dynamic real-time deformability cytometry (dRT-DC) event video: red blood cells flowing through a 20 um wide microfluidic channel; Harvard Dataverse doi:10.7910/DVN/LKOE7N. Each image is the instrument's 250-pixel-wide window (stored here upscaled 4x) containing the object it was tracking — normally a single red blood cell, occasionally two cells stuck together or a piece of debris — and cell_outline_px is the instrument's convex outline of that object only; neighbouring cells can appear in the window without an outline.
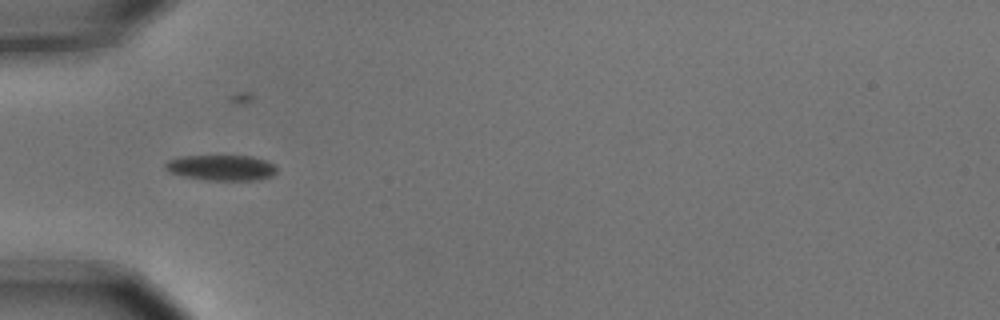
{"species": "common noctule bat (a hibernating species)", "species_latin": "Nyctalus noctula", "temperature_condition": "cold", "stored_images_in_passage": 11, "camera_frame_rate_fps": 3000, "um_per_image_px": 0.085, "animal": {"sex": "male", "body_mass_g": 15.6}, "frame": {"image": 1, "passage_image": 1, "time_ms": 0.0, "image_size_px": [1000, 320], "cell_outline_px": [[276, 172], [272, 176], [260, 180], [208, 180], [184, 176], [168, 172], [164, 168], [164, 164], [168, 160], [180, 156], [252, 156], [268, 160], [276, 168]], "centroid_in_image_um": [18.81, 14.25], "position_along_channel_um": 66.2, "area_um2": 16.7}}
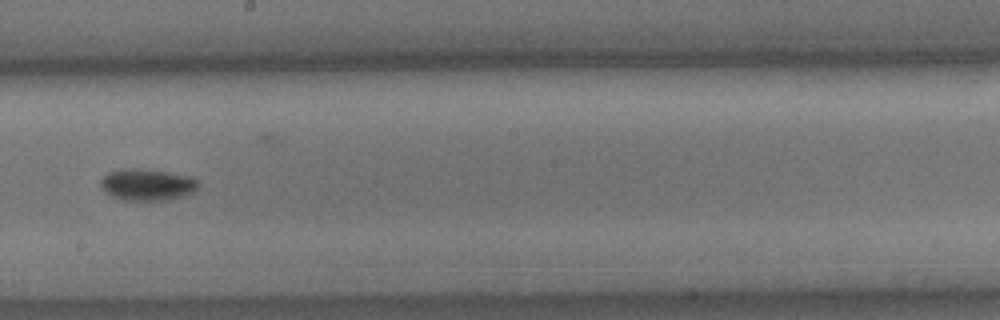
{"frame": {"image": 2, "passage_image": 5, "time_ms": 1.333, "image_size_px": [1000, 320], "cell_outline_px": [[200, 188], [184, 196], [168, 200], [124, 200], [112, 196], [104, 192], [100, 184], [100, 180], [108, 172], [124, 168], [132, 168], [168, 172], [192, 176], [200, 180]], "centroid_in_image_um": [12.56, 15.69], "position_along_channel_um": 235.6, "area_um2": 18.26}}
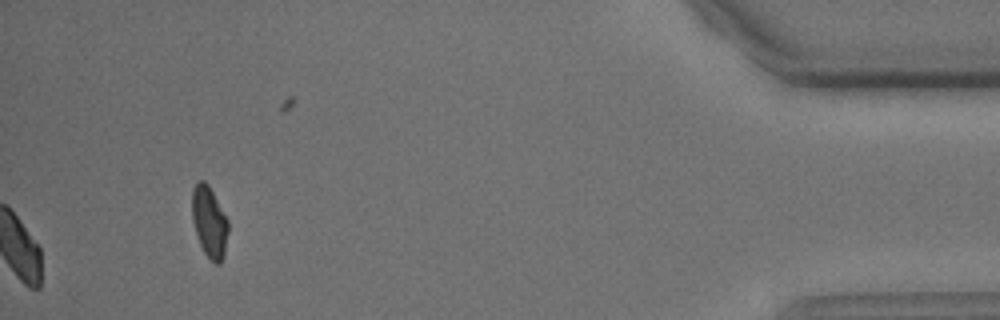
{"frame": {"image": 3, "passage_image": 10, "time_ms": 3.0, "image_size_px": [1000, 320], "cell_outline_px": [[228, 232], [224, 256], [220, 264], [216, 264], [204, 252], [200, 244], [192, 220], [192, 188], [196, 180], [204, 180], [208, 184], [228, 220]], "centroid_in_image_um": [17.79, 18.83], "position_along_channel_um": 417.4, "area_um2": 14.97}}